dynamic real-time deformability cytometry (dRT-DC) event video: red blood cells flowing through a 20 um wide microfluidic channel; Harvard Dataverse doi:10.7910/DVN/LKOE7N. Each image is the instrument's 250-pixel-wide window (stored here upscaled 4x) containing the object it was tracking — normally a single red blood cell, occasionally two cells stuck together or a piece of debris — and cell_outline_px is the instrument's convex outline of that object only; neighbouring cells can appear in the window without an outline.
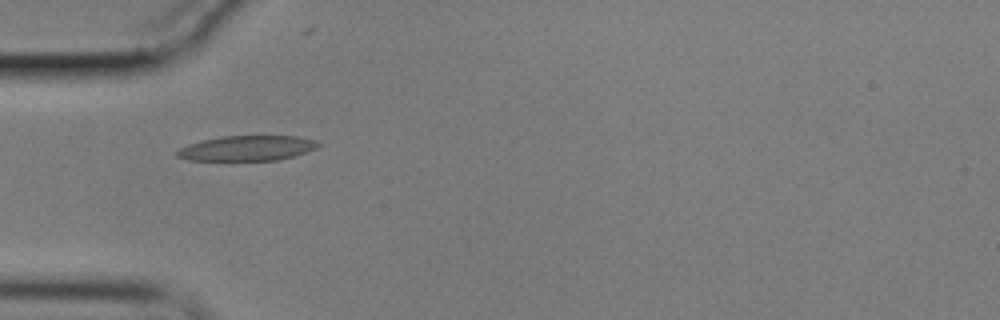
{"species": "common noctule bat (a hibernating species)", "species_latin": "Nyctalus noctula", "temperature_condition": "cold", "stored_images_in_passage": 10, "camera_frame_rate_fps": 3000, "um_per_image_px": 0.085, "animal": {"sex": "male", "body_mass_g": 17.9}, "frame": {"image": 1, "passage_image": 1, "time_ms": 0.0, "image_size_px": [1000, 320], "cell_outline_px": [[320, 144], [316, 148], [292, 156], [276, 160], [188, 160], [176, 156], [176, 152], [180, 148], [188, 144], [220, 136], [296, 136], [316, 140]], "centroid_in_image_um": [20.98, 12.59], "position_along_channel_um": 64.0, "area_um2": 20.4}}
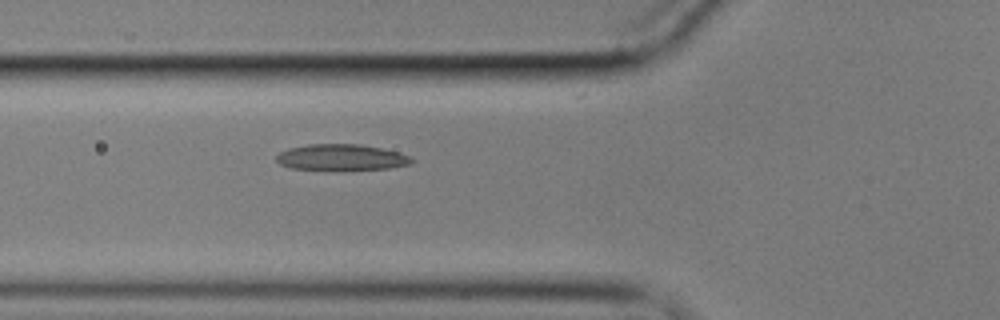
{"frame": {"image": 2, "passage_image": 4, "time_ms": 1.0, "image_size_px": [1000, 320], "cell_outline_px": [[416, 160], [412, 164], [388, 168], [288, 168], [280, 164], [276, 160], [276, 156], [280, 152], [288, 148], [308, 144], [360, 144], [380, 148], [396, 152], [408, 156]], "centroid_in_image_um": [29.0, 13.34], "position_along_channel_um": 96.8, "area_um2": 19.88}}
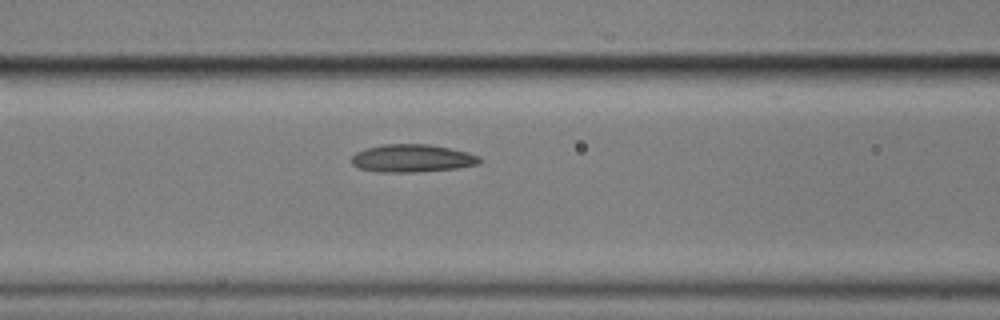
{"frame": {"image": 3, "passage_image": 7, "time_ms": 2.0, "image_size_px": [1000, 320], "cell_outline_px": [[484, 160], [480, 164], [456, 168], [420, 172], [380, 172], [360, 168], [352, 164], [352, 156], [356, 152], [364, 148], [384, 144], [428, 144], [468, 152], [480, 156]], "centroid_in_image_um": [35.07, 13.45], "position_along_channel_um": 131.5, "area_um2": 20.87}}